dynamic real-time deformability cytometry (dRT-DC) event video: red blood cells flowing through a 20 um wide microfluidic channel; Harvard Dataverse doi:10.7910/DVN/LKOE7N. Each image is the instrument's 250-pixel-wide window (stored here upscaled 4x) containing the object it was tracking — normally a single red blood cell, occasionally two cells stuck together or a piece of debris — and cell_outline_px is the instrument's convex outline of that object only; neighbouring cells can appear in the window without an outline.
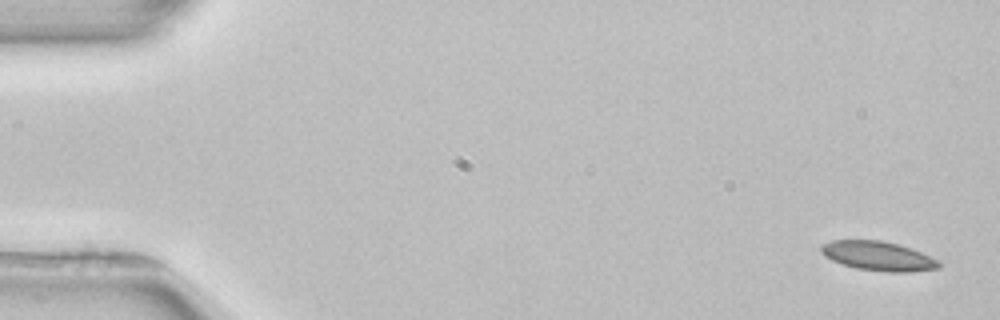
{"species": "common noctule bat (a hibernating species)", "species_latin": "Nyctalus noctula", "temperature_condition": "room temperature", "stored_images_in_passage": 4, "camera_frame_rate_fps": 3000, "um_per_image_px": 0.085, "animal": {"sex": "female", "body_mass_g": 22.7, "forearm_length_mm": 54.2}, "frame": {"image": 1, "passage_image": 1, "time_ms": 0.0, "image_size_px": [1000, 320], "cell_outline_px": [[944, 264], [940, 268], [912, 272], [888, 272], [856, 268], [832, 260], [824, 256], [820, 252], [820, 244], [832, 240], [880, 240], [900, 244], [912, 248], [940, 260]], "centroid_in_image_um": [74.69, 21.76], "position_along_channel_um": 10.3, "area_um2": 20.46}}
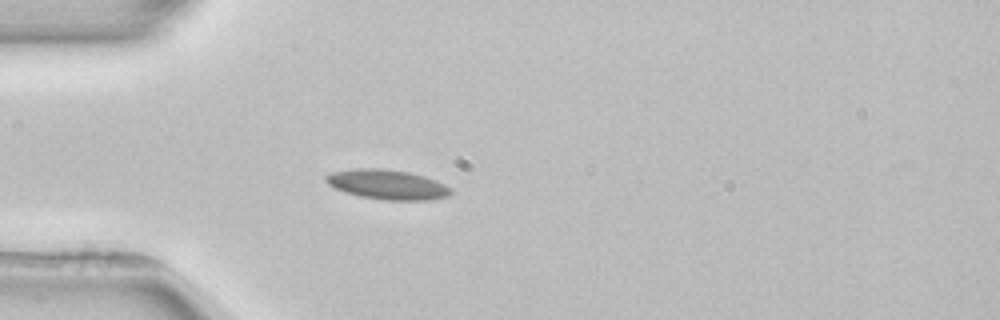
{"frame": {"image": 2, "passage_image": 4, "time_ms": 4.333, "image_size_px": [1000, 320], "cell_outline_px": [[452, 192], [448, 196], [428, 200], [384, 200], [360, 196], [344, 192], [328, 184], [324, 180], [324, 176], [332, 172], [352, 168], [380, 168], [408, 172], [424, 176], [436, 180], [452, 188]], "centroid_in_image_um": [32.91, 15.68], "position_along_channel_um": 52.1, "area_um2": 21.73}}